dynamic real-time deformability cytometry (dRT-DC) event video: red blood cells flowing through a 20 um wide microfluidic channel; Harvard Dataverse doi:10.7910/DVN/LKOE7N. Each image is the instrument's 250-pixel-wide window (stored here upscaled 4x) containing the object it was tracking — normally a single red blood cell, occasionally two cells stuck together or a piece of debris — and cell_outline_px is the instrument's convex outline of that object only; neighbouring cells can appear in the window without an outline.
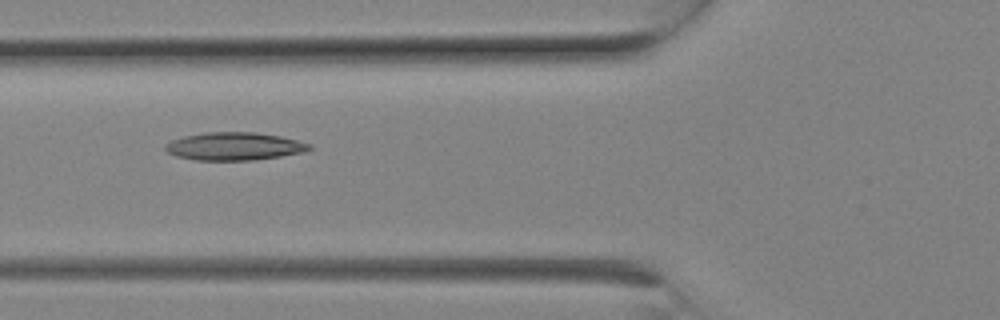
{"species": "Egyptian fruit bat (a non-hibernating species)", "species_latin": "Rousettus aegyptiacus", "temperature_condition": "room temperature", "stored_images_in_passage": 9, "camera_frame_rate_fps": 3000, "um_per_image_px": 0.085, "animal": {"sex": "female"}, "frame": {"image": 1, "passage_image": 8, "time_ms": 2.333, "image_size_px": [1000, 320], "cell_outline_px": [[312, 148], [304, 152], [256, 160], [196, 160], [176, 156], [168, 152], [164, 148], [164, 144], [172, 140], [184, 136], [204, 132], [256, 132], [280, 136], [312, 144]], "centroid_in_image_um": [19.91, 12.43], "position_along_channel_um": 105.9, "area_um2": 23.47}}
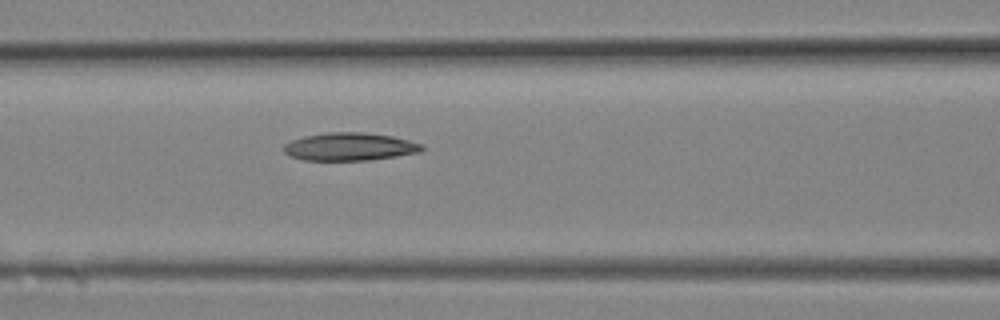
{"frame": {"image": 2, "passage_image": 9, "time_ms": 2.667, "image_size_px": [1000, 320], "cell_outline_px": [[424, 148], [420, 152], [396, 156], [368, 160], [304, 160], [288, 156], [280, 148], [284, 144], [292, 140], [304, 136], [328, 132], [364, 132], [392, 136], [424, 144]], "centroid_in_image_um": [29.69, 12.46], "position_along_channel_um": 136.9, "area_um2": 22.6}}